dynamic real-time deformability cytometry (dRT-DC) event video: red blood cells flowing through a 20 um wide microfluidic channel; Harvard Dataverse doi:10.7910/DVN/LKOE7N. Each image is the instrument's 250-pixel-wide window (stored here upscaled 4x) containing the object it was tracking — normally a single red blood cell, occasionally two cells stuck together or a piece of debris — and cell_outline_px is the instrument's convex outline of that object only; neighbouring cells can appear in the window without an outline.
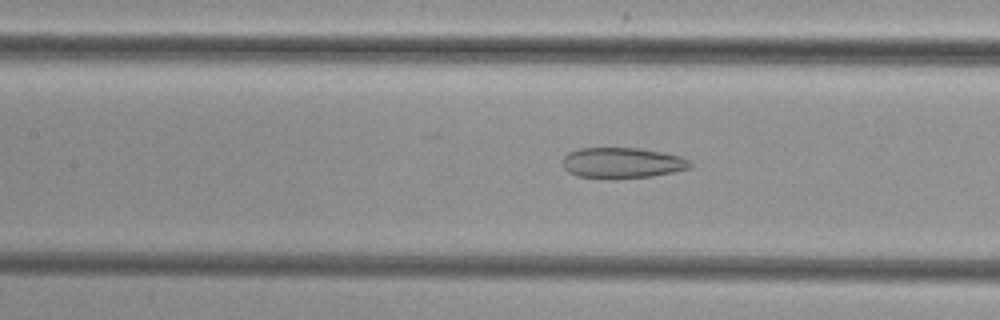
{"species": "common noctule bat (a hibernating species)", "species_latin": "Nyctalus noctula", "temperature_condition": "cold", "stored_images_in_passage": 43, "camera_frame_rate_fps": 3000, "um_per_image_px": 0.085, "animal": {"sex": "female", "body_mass_g": 29.2, "forearm_length_mm": 56.3}, "frame": {"image": 1, "passage_image": 15, "time_ms": 4.667, "image_size_px": [1000, 320], "cell_outline_px": [[692, 168], [652, 176], [616, 180], [612, 180], [576, 176], [568, 172], [564, 168], [564, 156], [568, 152], [580, 148], [640, 148], [680, 156], [688, 160], [692, 164]], "centroid_in_image_um": [52.87, 13.87], "position_along_channel_um": 154.5, "area_um2": 23.12}}
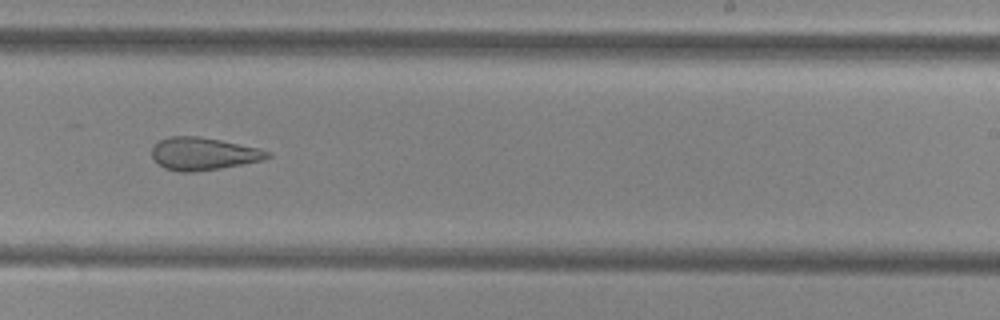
{"frame": {"image": 2, "passage_image": 24, "time_ms": 7.667, "image_size_px": [1000, 320], "cell_outline_px": [[272, 156], [264, 160], [220, 168], [196, 172], [180, 172], [164, 168], [152, 156], [152, 148], [160, 140], [168, 136], [196, 136], [220, 140], [260, 148], [272, 152]], "centroid_in_image_um": [17.32, 13.07], "position_along_channel_um": 271.7, "area_um2": 21.96}}
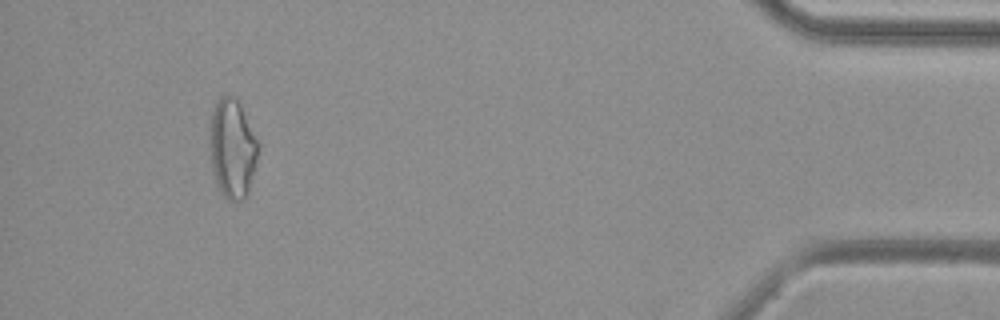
{"frame": {"image": 3, "passage_image": 40, "time_ms": 13.0, "image_size_px": [1000, 320], "cell_outline_px": [[260, 144], [248, 192], [244, 200], [228, 200], [220, 192], [216, 184], [212, 172], [208, 140], [208, 136], [212, 112], [216, 100], [224, 92], [236, 96]], "centroid_in_image_um": [19.71, 12.57], "position_along_channel_um": 415.5, "area_um2": 28.61}}